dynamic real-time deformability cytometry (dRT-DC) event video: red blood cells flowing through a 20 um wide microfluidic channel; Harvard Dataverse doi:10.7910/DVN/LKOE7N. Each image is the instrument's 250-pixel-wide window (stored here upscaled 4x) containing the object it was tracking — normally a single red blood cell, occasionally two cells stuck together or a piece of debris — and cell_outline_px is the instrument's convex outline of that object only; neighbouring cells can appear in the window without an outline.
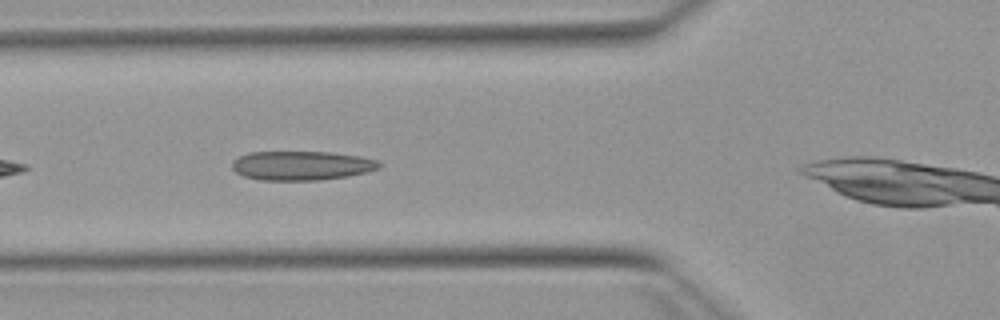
{"species": "Egyptian fruit bat (a non-hibernating species)", "species_latin": "Rousettus aegyptiacus", "temperature_condition": "warm", "stored_images_in_passage": 8, "camera_frame_rate_fps": 3000, "um_per_image_px": 0.085, "animal": {"sex": "female"}, "frame": {"image": 1, "passage_image": 5, "time_ms": 1.333, "image_size_px": [1000, 320], "cell_outline_px": [[384, 164], [380, 168], [368, 172], [348, 176], [320, 180], [260, 180], [244, 176], [236, 172], [232, 168], [232, 160], [248, 152], [332, 152], [360, 156], [380, 160]], "centroid_in_image_um": [25.69, 14.07], "position_along_channel_um": 100.1, "area_um2": 25.32}}